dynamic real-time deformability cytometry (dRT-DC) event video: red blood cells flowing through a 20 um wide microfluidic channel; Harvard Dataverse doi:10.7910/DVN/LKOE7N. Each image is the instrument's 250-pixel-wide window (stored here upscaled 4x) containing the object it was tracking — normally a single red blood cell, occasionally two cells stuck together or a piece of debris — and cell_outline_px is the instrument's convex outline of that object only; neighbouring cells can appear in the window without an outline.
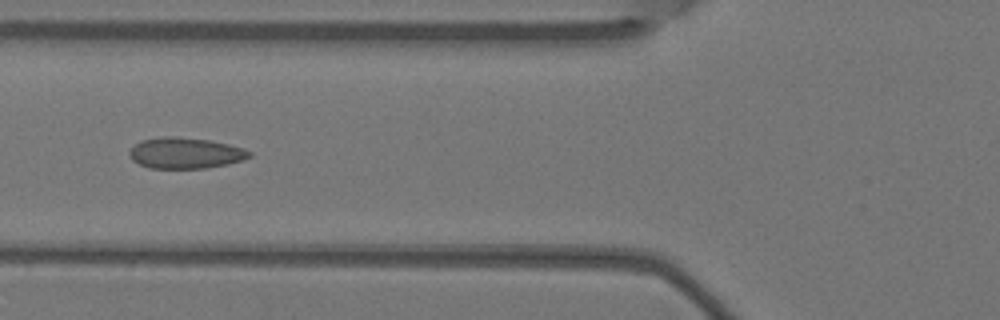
{"species": "Egyptian fruit bat (a non-hibernating species)", "species_latin": "Rousettus aegyptiacus", "temperature_condition": "warm", "stored_images_in_passage": 8, "camera_frame_rate_fps": 3000, "um_per_image_px": 0.085, "animal": {"sex": "female"}, "frame": {"image": 1, "passage_image": 6, "time_ms": 1.667, "image_size_px": [1000, 320], "cell_outline_px": [[252, 156], [244, 160], [228, 164], [204, 168], [148, 168], [132, 160], [128, 156], [128, 152], [140, 140], [164, 136], [176, 136], [208, 140], [228, 144], [244, 148], [252, 152]], "centroid_in_image_um": [15.76, 13.01], "position_along_channel_um": 110.0, "area_um2": 21.79}}
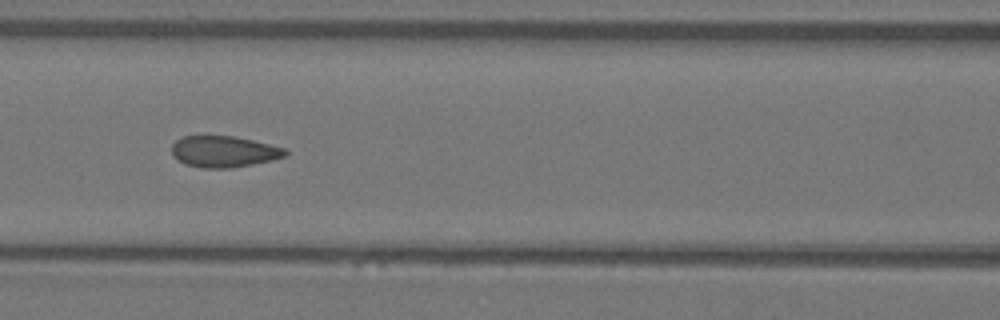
{"frame": {"image": 2, "passage_image": 7, "time_ms": 2.0, "image_size_px": [1000, 320], "cell_outline_px": [[288, 152], [284, 156], [272, 160], [232, 168], [200, 168], [184, 164], [176, 160], [172, 156], [172, 144], [176, 140], [184, 136], [232, 136], [252, 140], [284, 148]], "centroid_in_image_um": [18.97, 12.89], "position_along_channel_um": 147.6, "area_um2": 20.69}}
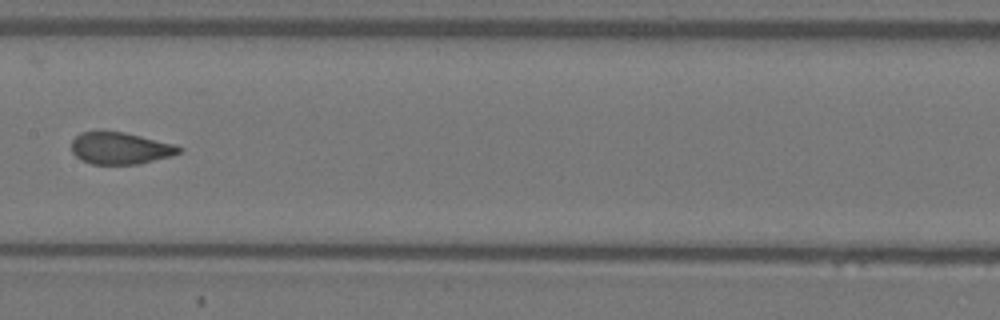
{"frame": {"image": 3, "passage_image": 8, "time_ms": 2.333, "image_size_px": [1000, 320], "cell_outline_px": [[184, 148], [180, 152], [172, 156], [140, 164], [92, 164], [80, 160], [72, 152], [72, 140], [80, 132], [124, 132], [176, 144]], "centroid_in_image_um": [10.25, 12.61], "position_along_channel_um": 197.1, "area_um2": 20.06}}